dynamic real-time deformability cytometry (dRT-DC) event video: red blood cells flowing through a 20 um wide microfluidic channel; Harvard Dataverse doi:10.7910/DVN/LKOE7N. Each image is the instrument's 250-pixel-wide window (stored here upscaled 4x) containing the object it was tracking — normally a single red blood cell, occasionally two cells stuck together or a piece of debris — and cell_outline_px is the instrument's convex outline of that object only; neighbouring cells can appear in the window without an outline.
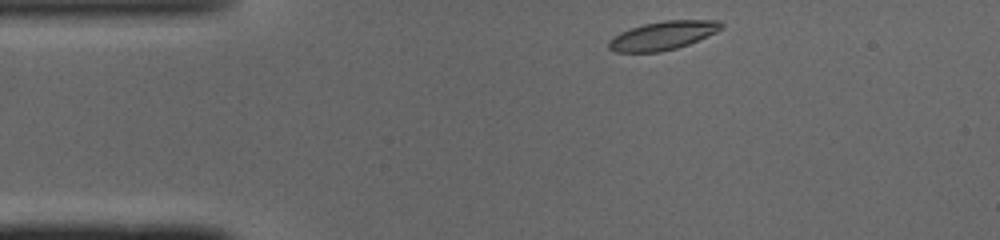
{"species": "common noctule bat (a hibernating species)", "species_latin": "Nyctalus noctula", "temperature_condition": "cold", "stored_images_in_passage": 39, "camera_frame_rate_fps": 3000, "um_per_image_px": 0.085, "animal": {"sex": "male", "body_mass_g": 19.0, "forearm_length_mm": 50.8}, "frame": {"image": 1, "passage_image": 1, "time_ms": 0.0, "image_size_px": [1000, 240], "cell_outline_px": [[724, 28], [716, 32], [688, 44], [676, 48], [660, 52], [616, 52], [608, 48], [608, 40], [612, 36], [628, 28], [644, 24], [664, 20], [720, 20], [724, 24]], "centroid_in_image_um": [56.33, 3.01], "position_along_channel_um": 28.7, "area_um2": 18.9}}
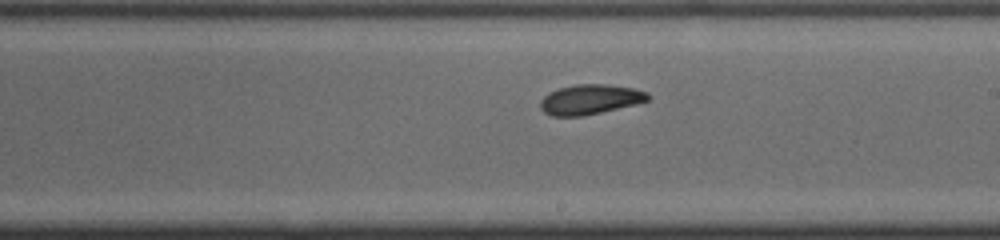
{"frame": {"image": 2, "passage_image": 20, "time_ms": 6.333, "image_size_px": [1000, 240], "cell_outline_px": [[652, 96], [648, 100], [636, 104], [584, 116], [552, 116], [544, 112], [540, 108], [540, 100], [548, 92], [560, 88], [576, 84], [604, 84], [632, 88], [648, 92]], "centroid_in_image_um": [50.15, 8.45], "position_along_channel_um": 238.8, "area_um2": 18.79}}
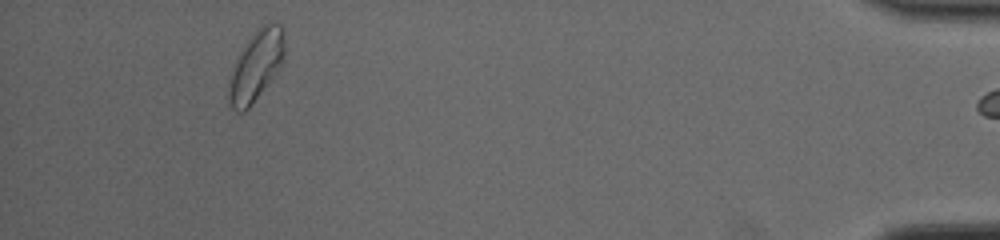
{"frame": {"image": 3, "passage_image": 38, "time_ms": 12.333, "image_size_px": [1000, 240], "cell_outline_px": [[284, 56], [280, 64], [272, 76], [252, 104], [244, 112], [236, 112], [228, 104], [228, 84], [232, 72], [244, 48], [252, 36], [264, 24], [280, 24], [284, 32]], "centroid_in_image_um": [21.75, 5.64], "position_along_channel_um": 413.4, "area_um2": 21.68}, "authors_computed_cell_mechanics": {"area_um2": 18.9006, "velocity_mm_per_s": 4.0569, "shape_relaxation_time_tau1_ms": 3.1915, "shape_relaxation_time_tau2_ms": 6.3753, "deformation_change_tau1": 0.1006, "deformation_change_tau2": 0.1243}}